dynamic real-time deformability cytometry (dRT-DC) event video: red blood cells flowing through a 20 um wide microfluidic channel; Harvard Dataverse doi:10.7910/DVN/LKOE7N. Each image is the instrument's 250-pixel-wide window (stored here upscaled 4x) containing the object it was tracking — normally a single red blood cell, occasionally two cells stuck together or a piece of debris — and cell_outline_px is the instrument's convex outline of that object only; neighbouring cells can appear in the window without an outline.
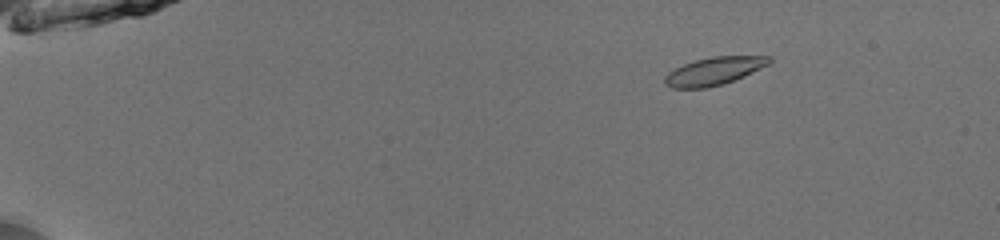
{"species": "common noctule bat (a hibernating species)", "species_latin": "Nyctalus noctula", "temperature_condition": "room temperature", "stored_images_in_passage": 53, "camera_frame_rate_fps": 3000, "um_per_image_px": 0.085, "animal": {"sex": "male", "body_mass_g": 13.0, "forearm_length_mm": 53.1}, "frame": {"image": 1, "passage_image": 9, "time_ms": 2.667, "image_size_px": [1000, 240], "cell_outline_px": [[772, 60], [768, 64], [744, 76], [724, 84], [708, 88], [672, 88], [664, 84], [664, 76], [668, 72], [684, 64], [696, 60], [712, 56], [772, 56]], "centroid_in_image_um": [60.67, 6.05], "position_along_channel_um": 24.3, "area_um2": 16.94}}
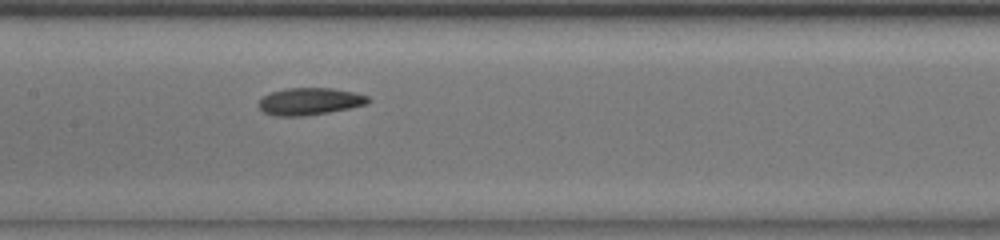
{"frame": {"image": 2, "passage_image": 29, "time_ms": 9.333, "image_size_px": [1000, 240], "cell_outline_px": [[372, 100], [364, 104], [348, 108], [328, 112], [304, 116], [276, 116], [264, 112], [256, 104], [264, 96], [272, 92], [288, 88], [332, 88], [356, 92], [368, 96]], "centroid_in_image_um": [26.32, 8.61], "position_along_channel_um": 181.1, "area_um2": 17.22}}
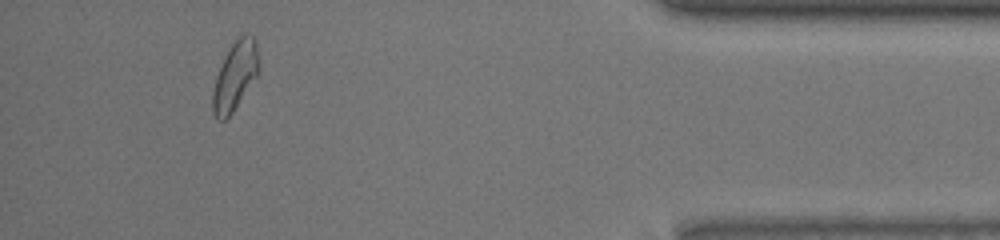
{"frame": {"image": 3, "passage_image": 50, "time_ms": 16.333, "image_size_px": [1000, 240], "cell_outline_px": [[260, 68], [256, 76], [232, 112], [224, 120], [216, 120], [212, 112], [212, 92], [216, 76], [224, 56], [232, 44], [244, 32], [252, 36], [256, 40]], "centroid_in_image_um": [19.97, 6.44], "position_along_channel_um": 415.2, "area_um2": 18.32}, "authors_computed_cell_mechanics": {"area_um2": 17.1088, "velocity_mm_per_s": 3.9437, "shape_relaxation_time_tau1_ms": 5.6336, "shape_relaxation_time_tau2_ms": 3.8442, "deformation_change_tau1": 0.1353, "deformation_change_tau2": 0.0833}}